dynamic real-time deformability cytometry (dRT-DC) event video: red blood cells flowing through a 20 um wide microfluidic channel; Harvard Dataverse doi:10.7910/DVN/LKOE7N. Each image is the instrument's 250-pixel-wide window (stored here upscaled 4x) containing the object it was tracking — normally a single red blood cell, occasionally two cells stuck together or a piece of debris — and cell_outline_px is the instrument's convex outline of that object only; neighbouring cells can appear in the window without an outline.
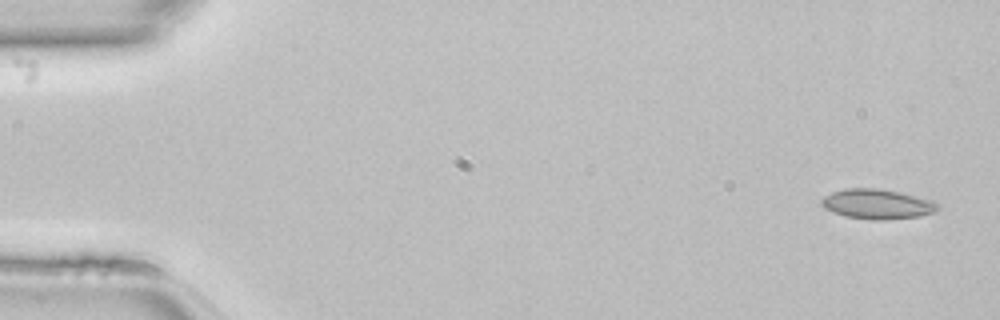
{"species": "common noctule bat (a hibernating species)", "species_latin": "Nyctalus noctula", "temperature_condition": "room temperature", "stored_images_in_passage": 46, "camera_frame_rate_fps": 3000, "um_per_image_px": 0.085, "animal": {"sex": "female", "body_mass_g": 22.7, "forearm_length_mm": 54.2}, "frame": {"image": 1, "passage_image": 1, "time_ms": 0.0, "image_size_px": [1000, 320], "cell_outline_px": [[940, 208], [936, 212], [920, 216], [884, 220], [872, 220], [844, 216], [824, 208], [820, 204], [820, 200], [824, 196], [832, 192], [844, 188], [876, 188], [900, 192], [932, 200], [940, 204]], "centroid_in_image_um": [74.57, 17.35], "position_along_channel_um": 10.4, "area_um2": 20.46}}
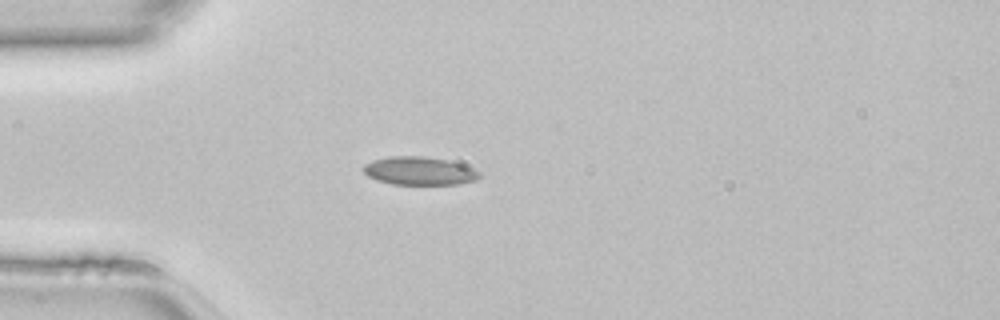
{"frame": {"image": 2, "passage_image": 12, "time_ms": 3.667, "image_size_px": [1000, 320], "cell_outline_px": [[480, 176], [476, 180], [456, 184], [392, 184], [376, 180], [368, 176], [364, 172], [364, 164], [372, 160], [392, 156], [424, 156], [444, 160], [460, 164], [472, 168], [480, 172]], "centroid_in_image_um": [35.61, 14.53], "position_along_channel_um": 49.4, "area_um2": 18.84}}
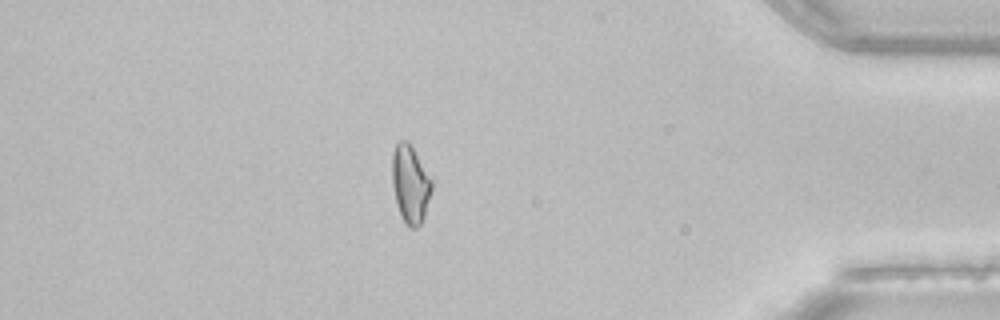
{"frame": {"image": 3, "passage_image": 40, "time_ms": 13.0, "image_size_px": [1000, 320], "cell_outline_px": [[432, 188], [424, 216], [420, 224], [416, 228], [412, 228], [400, 216], [392, 184], [392, 152], [396, 144], [400, 140], [408, 140], [432, 180]], "centroid_in_image_um": [34.86, 15.61], "position_along_channel_um": 400.3, "area_um2": 17.74}}